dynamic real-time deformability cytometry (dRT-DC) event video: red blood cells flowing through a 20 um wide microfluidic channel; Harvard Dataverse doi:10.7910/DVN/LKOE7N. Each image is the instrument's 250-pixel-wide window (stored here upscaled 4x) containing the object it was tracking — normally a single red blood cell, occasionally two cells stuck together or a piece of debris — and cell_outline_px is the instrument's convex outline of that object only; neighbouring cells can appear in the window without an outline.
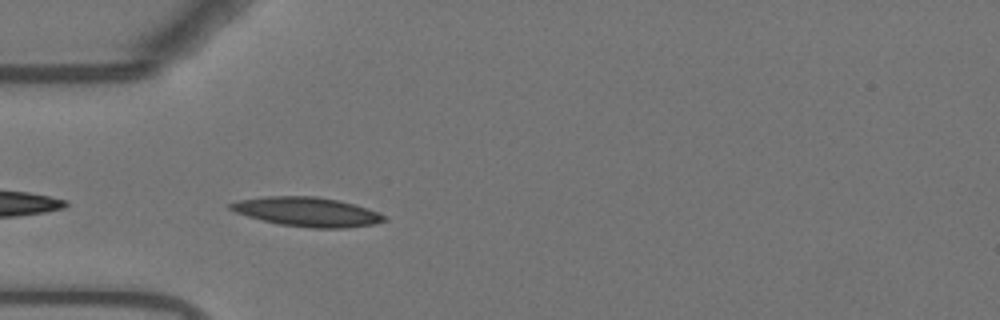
{"species": "Egyptian fruit bat (a non-hibernating species)", "species_latin": "Rousettus aegyptiacus", "temperature_condition": "warm", "stored_images_in_passage": 40, "camera_frame_rate_fps": 3000, "um_per_image_px": 0.085, "animal": {"sex": "female"}, "frame": {"image": 1, "passage_image": 2, "time_ms": 0.333, "image_size_px": [1000, 320], "cell_outline_px": [[388, 220], [372, 224], [348, 228], [308, 228], [280, 224], [248, 216], [236, 212], [228, 208], [228, 204], [240, 200], [264, 196], [316, 196], [356, 204], [368, 208], [388, 216]], "centroid_in_image_um": [26.15, 18.0], "position_along_channel_um": 58.8, "area_um2": 26.24}}
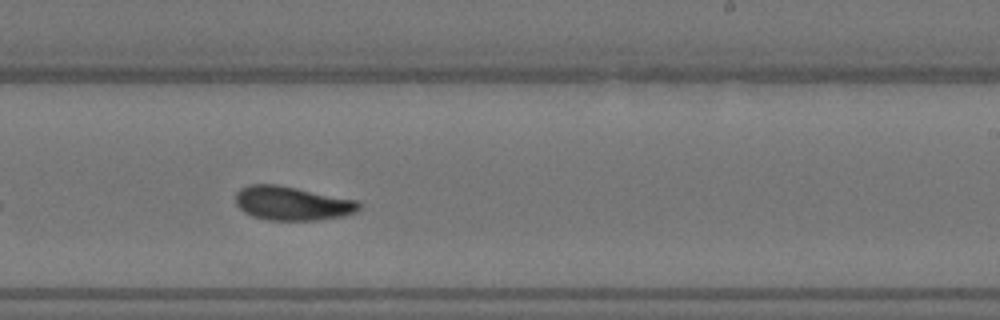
{"frame": {"image": 2, "passage_image": 19, "time_ms": 6.0, "image_size_px": [1000, 320], "cell_outline_px": [[360, 208], [356, 212], [344, 216], [316, 220], [268, 220], [252, 216], [244, 212], [236, 204], [236, 192], [240, 188], [248, 184], [276, 184], [356, 200], [360, 204]], "centroid_in_image_um": [24.8, 17.28], "position_along_channel_um": 264.2, "area_um2": 24.33}}
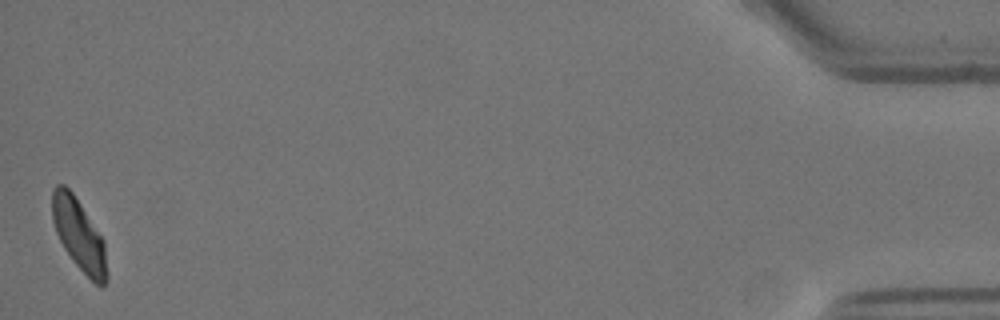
{"frame": {"image": 3, "passage_image": 40, "time_ms": 13.0, "image_size_px": [1000, 320], "cell_outline_px": [[108, 280], [104, 284], [96, 284], [72, 260], [64, 248], [56, 232], [52, 220], [52, 188], [56, 184], [64, 184], [72, 192], [104, 240], [108, 276]], "centroid_in_image_um": [6.7, 19.94], "position_along_channel_um": 428.5, "area_um2": 22.54}, "authors_computed_cell_mechanics": {"area_um2": 24.0448, "velocity_mm_per_s": 3.6683, "shape_relaxation_time_tau1_ms": 6.1736, "shape_relaxation_time_tau2_ms": 4.4521, "deformation_change_tau1": 0.1857, "deformation_change_tau2": 0.0975}}